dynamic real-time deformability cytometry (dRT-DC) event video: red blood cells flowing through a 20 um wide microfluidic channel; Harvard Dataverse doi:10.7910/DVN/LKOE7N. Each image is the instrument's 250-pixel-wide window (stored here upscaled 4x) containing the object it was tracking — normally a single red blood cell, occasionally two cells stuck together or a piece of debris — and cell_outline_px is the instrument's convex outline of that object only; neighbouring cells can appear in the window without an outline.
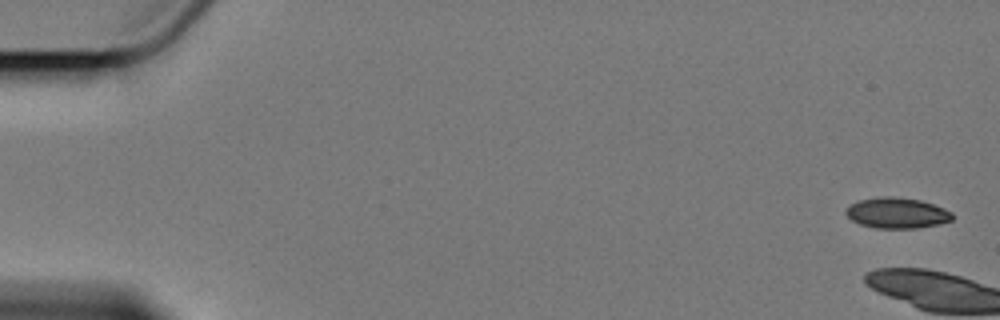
{"species": "Egyptian fruit bat (a non-hibernating species)", "species_latin": "Rousettus aegyptiacus", "temperature_condition": "cold", "stored_images_in_passage": 6, "camera_frame_rate_fps": 3000, "um_per_image_px": 0.085, "animal": {"sex": "female"}, "frame": {"image": 1, "passage_image": 1, "time_ms": 0.0, "image_size_px": [1000, 320], "cell_outline_px": [[952, 220], [940, 224], [916, 228], [876, 228], [860, 224], [852, 220], [844, 212], [852, 204], [860, 200], [880, 196], [892, 196], [920, 200], [944, 208], [952, 212]], "centroid_in_image_um": [76.25, 18.1], "position_along_channel_um": 8.7, "area_um2": 18.9}}